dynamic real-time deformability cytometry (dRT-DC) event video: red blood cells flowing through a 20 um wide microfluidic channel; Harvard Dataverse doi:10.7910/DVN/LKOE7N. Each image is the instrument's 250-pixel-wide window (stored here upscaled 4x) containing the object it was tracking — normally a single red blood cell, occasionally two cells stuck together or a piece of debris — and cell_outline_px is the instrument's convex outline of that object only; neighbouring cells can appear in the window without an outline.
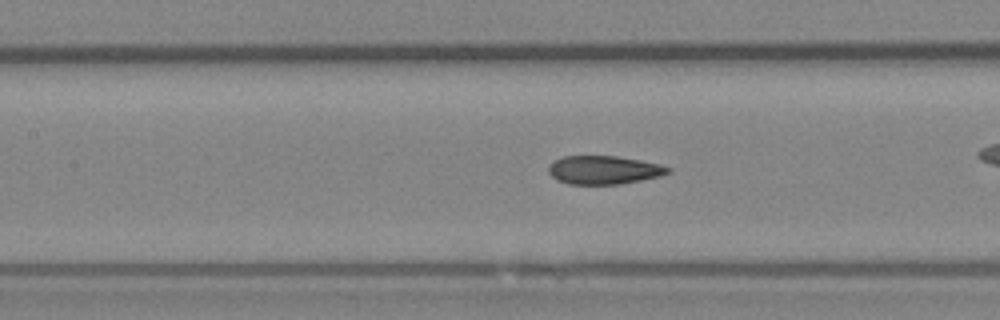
{"species": "Egyptian fruit bat (a non-hibernating species)", "species_latin": "Rousettus aegyptiacus", "temperature_condition": "room temperature", "stored_images_in_passage": 52, "camera_frame_rate_fps": 3000, "um_per_image_px": 0.085, "animal": {"sex": "female"}, "frame": {"image": 1, "passage_image": 23, "time_ms": 7.333, "image_size_px": [1000, 320], "cell_outline_px": [[672, 172], [660, 176], [620, 184], [568, 184], [556, 180], [548, 172], [548, 168], [552, 160], [564, 156], [616, 156], [640, 160], [660, 164], [672, 168]], "centroid_in_image_um": [51.32, 14.44], "position_along_channel_um": 156.1, "area_um2": 19.94}, "authors_computed_cell_mechanics": {"area_um2": 20.6924, "velocity_mm_per_s": 3.9932, "shape_relaxation_time_tau1_ms": null, "shape_relaxation_time_tau2_ms": 1.8999, "deformation_change_tau1": null, "deformation_change_tau2": 0.0631}}